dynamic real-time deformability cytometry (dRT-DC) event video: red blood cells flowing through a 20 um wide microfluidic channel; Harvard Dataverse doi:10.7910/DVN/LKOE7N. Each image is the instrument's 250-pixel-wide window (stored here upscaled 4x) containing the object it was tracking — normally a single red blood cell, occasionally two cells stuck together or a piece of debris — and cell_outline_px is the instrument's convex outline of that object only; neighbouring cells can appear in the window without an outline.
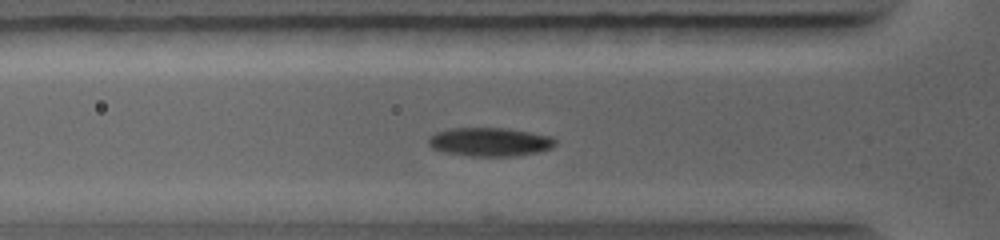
{"species": "common noctule bat (a hibernating species)", "species_latin": "Nyctalus noctula", "temperature_condition": "warm", "stored_images_in_passage": 8, "camera_frame_rate_fps": 5000, "um_per_image_px": 0.085, "animal": {"sex": "female", "body_mass_g": 19.0, "forearm_length_mm": 56.7}, "frame": {"image": 1, "passage_image": 4, "time_ms": 2.0, "image_size_px": [1000, 240], "cell_outline_px": [[556, 144], [552, 148], [540, 152], [512, 156], [472, 156], [440, 152], [432, 148], [428, 144], [428, 136], [436, 132], [452, 128], [508, 128], [552, 136], [556, 140]], "centroid_in_image_um": [41.63, 12.06], "position_along_channel_um": 84.2, "area_um2": 21.44}}
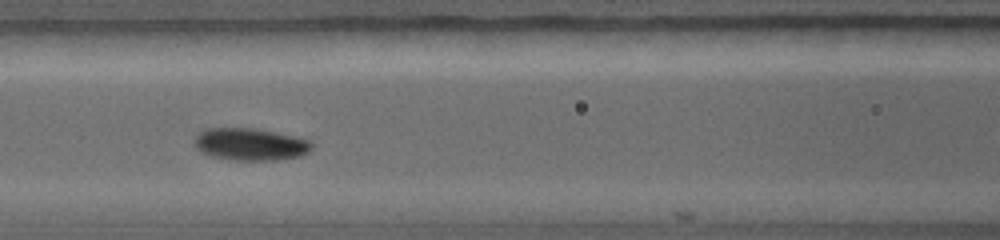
{"frame": {"image": 2, "passage_image": 6, "time_ms": 3.2, "image_size_px": [1000, 240], "cell_outline_px": [[312, 148], [308, 152], [300, 156], [276, 160], [228, 160], [208, 156], [200, 152], [196, 148], [196, 136], [200, 132], [208, 128], [256, 128], [296, 136], [312, 140]], "centroid_in_image_um": [21.29, 12.27], "position_along_channel_um": 145.3, "area_um2": 22.31}}
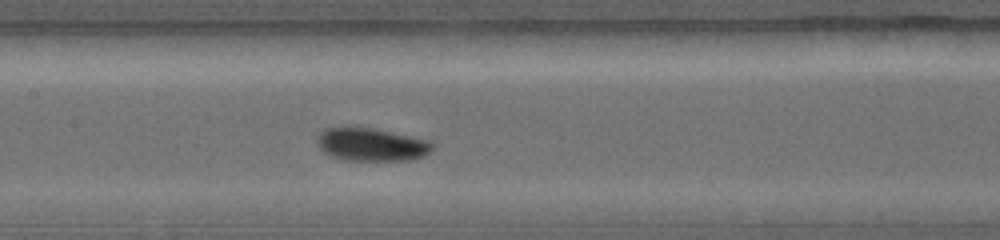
{"frame": {"image": 3, "passage_image": 7, "time_ms": 3.8, "image_size_px": [1000, 240], "cell_outline_px": [[432, 148], [424, 156], [408, 160], [340, 160], [328, 156], [316, 144], [316, 140], [328, 128], [372, 128], [412, 136], [428, 140], [432, 144]], "centroid_in_image_um": [31.56, 12.31], "position_along_channel_um": 175.8, "area_um2": 21.85}}